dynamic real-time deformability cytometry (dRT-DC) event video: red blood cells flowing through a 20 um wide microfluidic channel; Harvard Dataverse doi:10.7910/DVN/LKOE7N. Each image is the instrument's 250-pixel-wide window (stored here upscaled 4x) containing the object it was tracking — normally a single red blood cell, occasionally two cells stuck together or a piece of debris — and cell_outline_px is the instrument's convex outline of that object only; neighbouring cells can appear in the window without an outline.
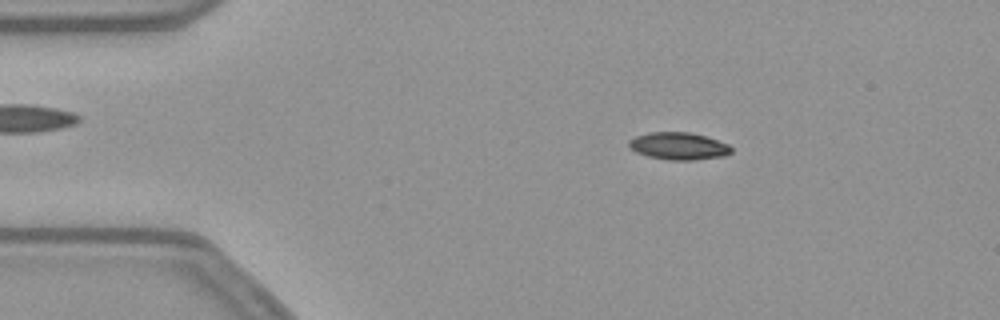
{"species": "common noctule bat (a hibernating species)", "species_latin": "Nyctalus noctula", "temperature_condition": "warm", "stored_images_in_passage": 54, "camera_frame_rate_fps": 3000, "um_per_image_px": 0.085, "animal": {"sex": "female", "body_mass_g": 21.9}, "frame": {"image": 1, "passage_image": 9, "time_ms": 2.667, "image_size_px": [1000, 320], "cell_outline_px": [[732, 152], [724, 156], [692, 160], [668, 160], [648, 156], [636, 152], [628, 148], [628, 140], [636, 136], [648, 132], [688, 132], [704, 136], [728, 144], [732, 148]], "centroid_in_image_um": [57.64, 12.42], "position_along_channel_um": 27.4, "area_um2": 16.3}}
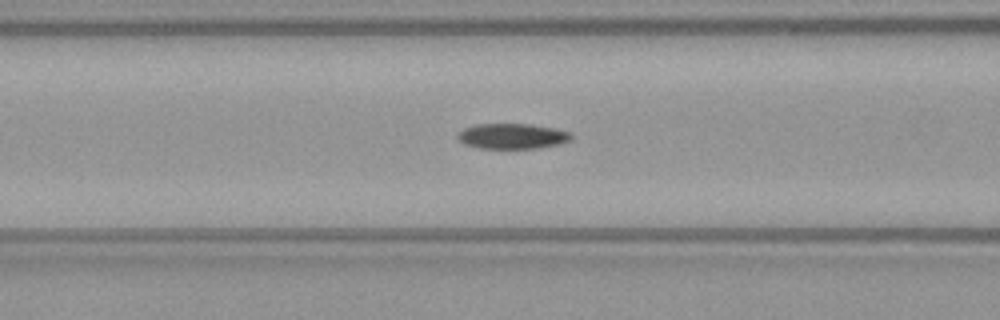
{"frame": {"image": 2, "passage_image": 21, "time_ms": 6.667, "image_size_px": [1000, 320], "cell_outline_px": [[572, 140], [560, 144], [536, 148], [480, 148], [464, 144], [456, 136], [464, 128], [476, 124], [532, 124], [556, 128], [572, 132]], "centroid_in_image_um": [43.6, 11.56], "position_along_channel_um": 123.0, "area_um2": 16.88}}
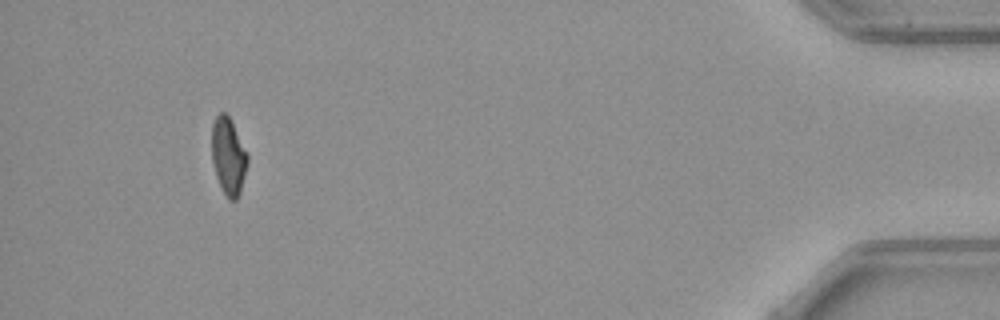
{"frame": {"image": 3, "passage_image": 50, "time_ms": 16.333, "image_size_px": [1000, 320], "cell_outline_px": [[248, 164], [240, 192], [236, 200], [228, 200], [216, 176], [212, 160], [212, 124], [216, 116], [220, 112], [224, 112], [228, 116], [248, 152]], "centroid_in_image_um": [19.42, 13.28], "position_along_channel_um": 415.8, "area_um2": 16.01}, "authors_computed_cell_mechanics": {"area_um2": 16.7909, "velocity_mm_per_s": 3.8139, "shape_relaxation_time_tau1_ms": 6.3295, "shape_relaxation_time_tau2_ms": null, "deformation_change_tau1": 0.1829, "deformation_change_tau2": null}}